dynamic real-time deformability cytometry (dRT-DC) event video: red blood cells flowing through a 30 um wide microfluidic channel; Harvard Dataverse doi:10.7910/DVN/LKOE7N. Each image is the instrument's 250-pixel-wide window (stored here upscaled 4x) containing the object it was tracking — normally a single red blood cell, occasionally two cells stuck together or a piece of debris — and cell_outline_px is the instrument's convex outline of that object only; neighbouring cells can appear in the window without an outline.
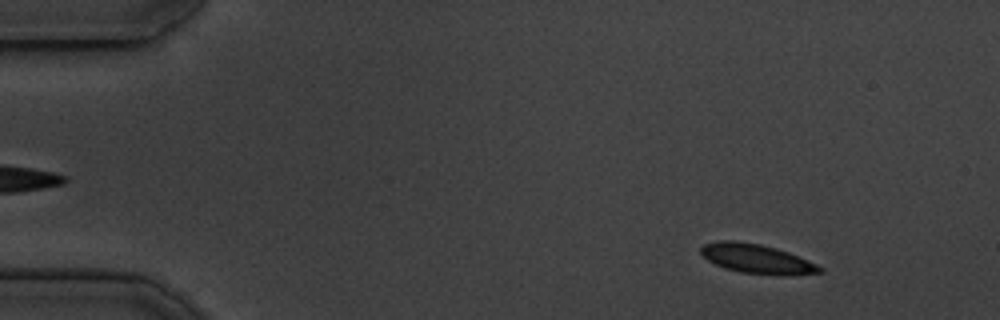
{"species": "common noctule bat (a hibernating species)", "species_latin": "Nyctalus noctula", "temperature_condition": "cold", "stored_images_in_passage": 53, "camera_frame_rate_fps": 3000, "um_per_image_px": 0.085, "animal": {"sex": "male", "body_mass_g": 19.5, "forearm_length_mm": 54.6}, "frame": {"image": 1, "passage_image": 6, "time_ms": 1.667, "image_size_px": [1000, 320], "cell_outline_px": [[824, 272], [788, 276], [784, 276], [740, 272], [724, 268], [708, 260], [700, 252], [700, 248], [704, 244], [716, 240], [736, 240], [760, 244], [776, 248], [788, 252], [808, 260], [824, 268]], "centroid_in_image_um": [64.34, 22.0], "position_along_channel_um": 20.7, "area_um2": 20.52}}
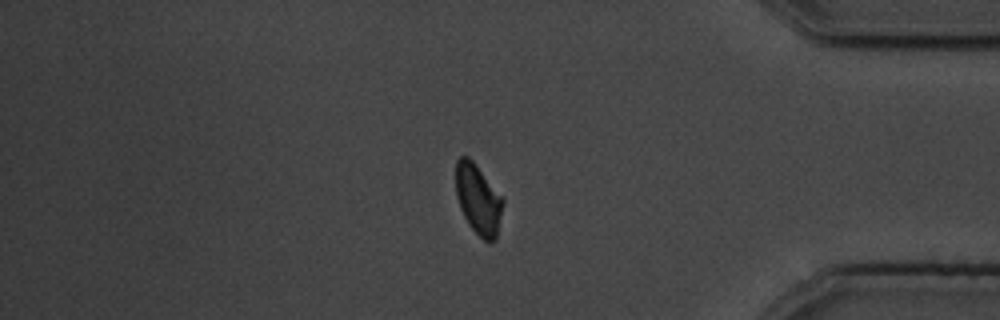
{"frame": {"image": 2, "passage_image": 45, "time_ms": 14.667, "image_size_px": [1000, 320], "cell_outline_px": [[504, 204], [496, 240], [484, 240], [468, 224], [460, 208], [456, 196], [456, 160], [460, 156], [468, 156], [476, 164], [504, 196]], "centroid_in_image_um": [40.67, 16.91], "position_along_channel_um": 394.5, "area_um2": 19.54}}
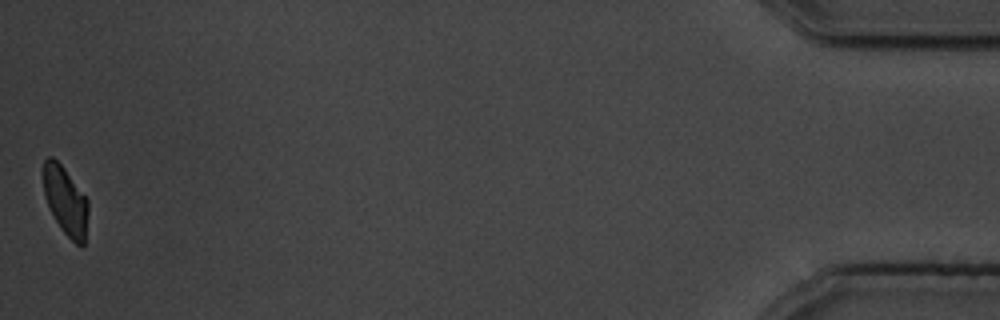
{"frame": {"image": 3, "passage_image": 53, "time_ms": 17.333, "image_size_px": [1000, 320], "cell_outline_px": [[88, 212], [84, 244], [80, 248], [60, 228], [44, 196], [44, 160], [48, 156], [52, 156], [64, 168], [88, 200]], "centroid_in_image_um": [5.58, 17.08], "position_along_channel_um": 429.6, "area_um2": 17.57}, "authors_computed_cell_mechanics": {"area_um2": 20.1722, "velocity_mm_per_s": 3.762, "shape_relaxation_time_tau1_ms": 2.4358, "shape_relaxation_time_tau2_ms": 2.1453, "deformation_change_tau1": 0.0779, "deformation_change_tau2": 0.0396}}